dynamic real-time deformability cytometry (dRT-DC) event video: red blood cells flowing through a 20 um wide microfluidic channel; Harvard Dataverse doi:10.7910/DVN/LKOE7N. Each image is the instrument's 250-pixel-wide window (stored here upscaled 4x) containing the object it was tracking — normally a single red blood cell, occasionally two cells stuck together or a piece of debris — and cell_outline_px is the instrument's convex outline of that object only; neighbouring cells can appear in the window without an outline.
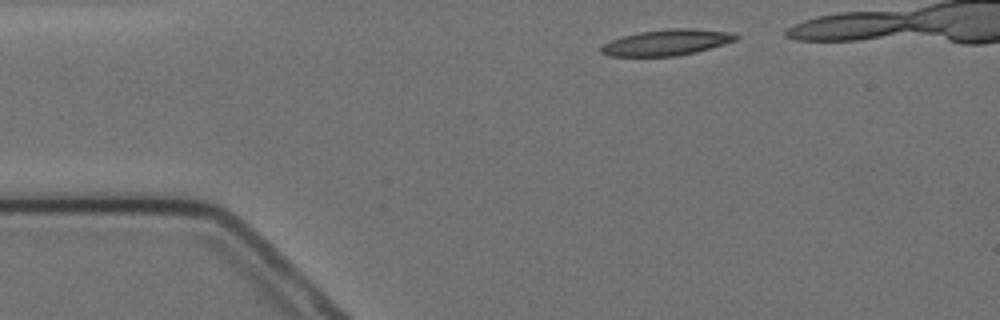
{"species": "Egyptian fruit bat (a non-hibernating species)", "species_latin": "Rousettus aegyptiacus", "temperature_condition": "cold", "stored_images_in_passage": 3, "camera_frame_rate_fps": 3000, "um_per_image_px": 0.085, "animal": {"sex": "female"}, "frame": {"image": 1, "passage_image": 1, "time_ms": 0.0, "image_size_px": [1000, 320], "cell_outline_px": [[740, 36], [736, 40], [724, 44], [696, 52], [676, 56], [608, 56], [600, 52], [600, 48], [604, 44], [612, 40], [624, 36], [640, 32], [668, 28], [696, 28], [732, 32]], "centroid_in_image_um": [56.71, 3.6], "position_along_channel_um": 28.3, "area_um2": 20.4}}